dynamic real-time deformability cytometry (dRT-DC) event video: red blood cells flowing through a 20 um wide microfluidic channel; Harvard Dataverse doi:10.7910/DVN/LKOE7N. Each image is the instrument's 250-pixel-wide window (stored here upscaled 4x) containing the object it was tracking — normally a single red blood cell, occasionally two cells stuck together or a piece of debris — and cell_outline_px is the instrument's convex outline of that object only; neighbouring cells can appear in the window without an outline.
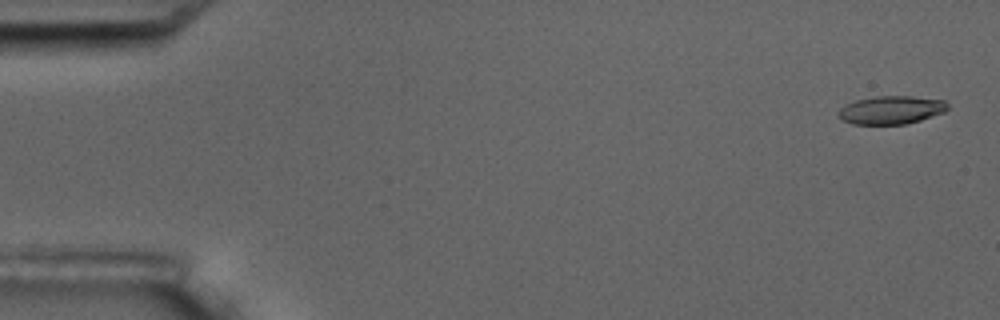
{"species": "common noctule bat (a hibernating species)", "species_latin": "Nyctalus noctula", "temperature_condition": "room temperature", "stored_images_in_passage": 6, "segment_of_instrument_passage": [2, 2], "camera_frame_rate_fps": 3000, "um_per_image_px": 0.085, "animal": {"sex": "male", "body_mass_g": 17.5, "forearm_length_mm": 52.3}, "frame": {"image": 1, "passage_image": 6, "time_ms": 6.667, "image_size_px": [1000, 320], "cell_outline_px": [[948, 108], [944, 112], [920, 120], [904, 124], [852, 124], [840, 120], [836, 116], [836, 112], [844, 104], [856, 100], [876, 96], [912, 96], [944, 100], [948, 104]], "centroid_in_image_um": [75.68, 9.35], "position_along_channel_um": 9.3, "area_um2": 18.15}}